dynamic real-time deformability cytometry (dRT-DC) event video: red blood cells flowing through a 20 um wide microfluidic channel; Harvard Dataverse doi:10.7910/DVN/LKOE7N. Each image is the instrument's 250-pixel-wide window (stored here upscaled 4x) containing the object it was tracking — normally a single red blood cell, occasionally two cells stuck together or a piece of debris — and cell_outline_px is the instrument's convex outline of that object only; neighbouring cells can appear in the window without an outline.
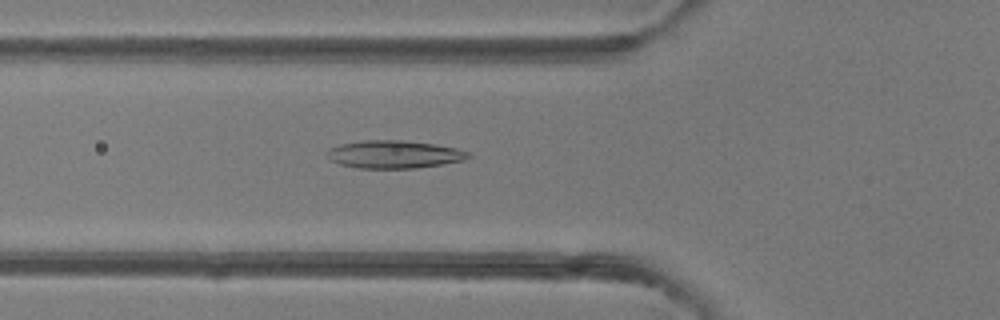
{"species": "common noctule bat (a hibernating species)", "species_latin": "Nyctalus noctula", "temperature_condition": "room temperature", "stored_images_in_passage": 6, "camera_frame_rate_fps": 3000, "um_per_image_px": 0.085, "animal": {"sex": "female"}, "frame": {"image": 1, "passage_image": 6, "time_ms": 5.667, "image_size_px": [1000, 320], "cell_outline_px": [[472, 156], [464, 160], [416, 168], [356, 168], [340, 164], [328, 160], [324, 152], [328, 148], [340, 144], [360, 140], [400, 140], [436, 144], [456, 148], [468, 152]], "centroid_in_image_um": [33.42, 13.11], "position_along_channel_um": 92.4, "area_um2": 23.12}}